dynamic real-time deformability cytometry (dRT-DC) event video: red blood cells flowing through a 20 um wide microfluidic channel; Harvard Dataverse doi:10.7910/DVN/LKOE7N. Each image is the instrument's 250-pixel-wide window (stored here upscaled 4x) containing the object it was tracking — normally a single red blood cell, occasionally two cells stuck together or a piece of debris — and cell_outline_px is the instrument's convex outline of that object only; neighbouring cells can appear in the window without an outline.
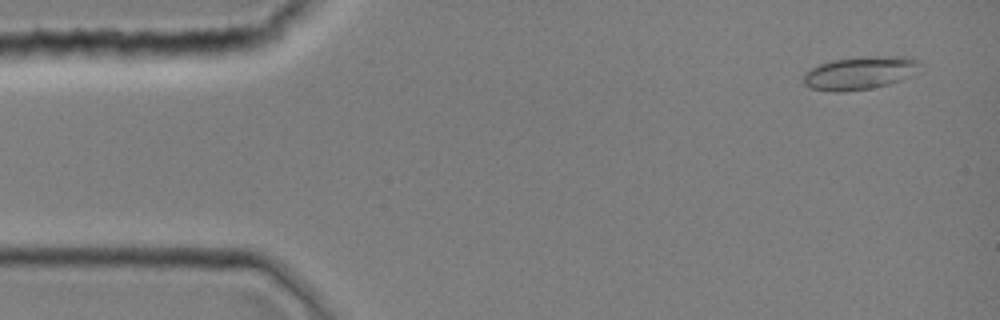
{"species": "common noctule bat (a hibernating species)", "species_latin": "Nyctalus noctula", "temperature_condition": "room temperature", "stored_images_in_passage": 8, "camera_frame_rate_fps": 3000, "um_per_image_px": 0.085, "animal": {"sex": "female", "body_mass_g": 19.0, "forearm_length_mm": 51.5}, "frame": {"image": 1, "passage_image": 3, "time_ms": 0.667, "image_size_px": [1000, 320], "cell_outline_px": [[920, 72], [912, 76], [888, 84], [868, 88], [844, 92], [832, 92], [812, 88], [804, 84], [804, 72], [820, 64], [832, 60], [860, 56], [912, 56], [920, 60]], "centroid_in_image_um": [73.16, 6.18], "position_along_channel_um": 11.8, "area_um2": 22.77}}